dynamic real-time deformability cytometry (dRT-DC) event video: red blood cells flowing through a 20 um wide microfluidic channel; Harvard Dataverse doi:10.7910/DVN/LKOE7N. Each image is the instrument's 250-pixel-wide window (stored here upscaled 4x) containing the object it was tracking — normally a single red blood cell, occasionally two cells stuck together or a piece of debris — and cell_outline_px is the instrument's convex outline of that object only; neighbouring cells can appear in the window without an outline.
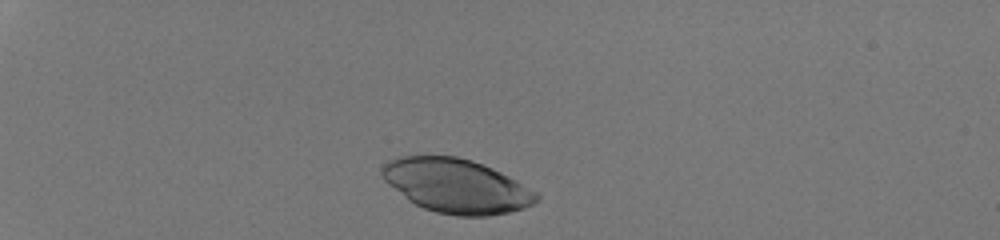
{"species": "human", "species_latin": "Homo sapiens", "temperature_condition": "room temperature", "stored_images_in_passage": 32, "camera_frame_rate_fps": 3000, "um_per_image_px": 0.085, "donor": {"sex": "male"}, "frame": {"image": 1, "passage_image": 1, "time_ms": 0.0, "image_size_px": [1000, 240], "cell_outline_px": [[540, 200], [524, 208], [508, 212], [488, 216], [460, 216], [436, 212], [424, 208], [408, 200], [388, 184], [384, 180], [380, 172], [380, 168], [388, 160], [400, 156], [456, 156], [472, 160], [492, 168], [516, 180], [536, 192], [540, 196]], "centroid_in_image_um": [38.78, 15.8], "position_along_channel_um": 46.2, "area_um2": 48.55}}
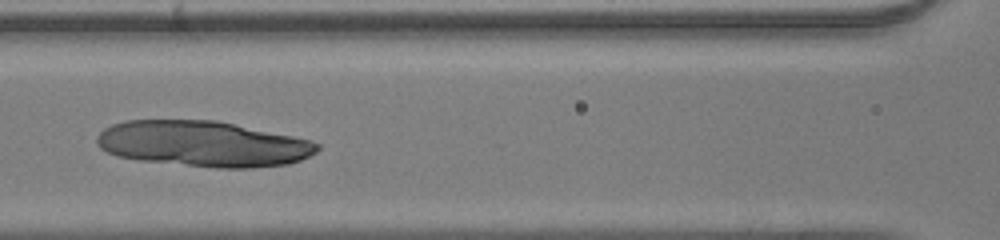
{"frame": {"image": 2, "passage_image": 13, "time_ms": 4.0, "image_size_px": [1000, 240], "cell_outline_px": [[320, 148], [316, 152], [300, 160], [288, 164], [252, 168], [216, 168], [140, 160], [116, 156], [100, 148], [96, 144], [96, 136], [104, 128], [112, 124], [124, 120], [216, 120], [312, 140], [320, 144]], "centroid_in_image_um": [17.25, 12.22], "position_along_channel_um": 149.4, "area_um2": 58.9}}
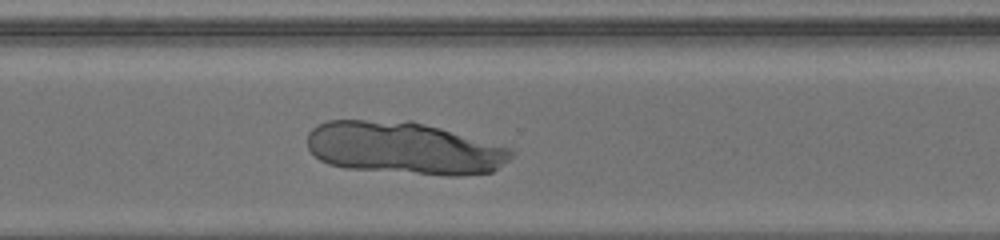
{"frame": {"image": 3, "passage_image": 26, "time_ms": 8.333, "image_size_px": [1000, 240], "cell_outline_px": [[512, 156], [508, 160], [492, 172], [460, 176], [448, 176], [344, 168], [328, 164], [320, 160], [308, 148], [308, 132], [312, 128], [328, 120], [412, 120], [440, 128], [508, 148], [512, 152]], "centroid_in_image_um": [34.29, 12.59], "position_along_channel_um": 336.3, "area_um2": 62.25}}